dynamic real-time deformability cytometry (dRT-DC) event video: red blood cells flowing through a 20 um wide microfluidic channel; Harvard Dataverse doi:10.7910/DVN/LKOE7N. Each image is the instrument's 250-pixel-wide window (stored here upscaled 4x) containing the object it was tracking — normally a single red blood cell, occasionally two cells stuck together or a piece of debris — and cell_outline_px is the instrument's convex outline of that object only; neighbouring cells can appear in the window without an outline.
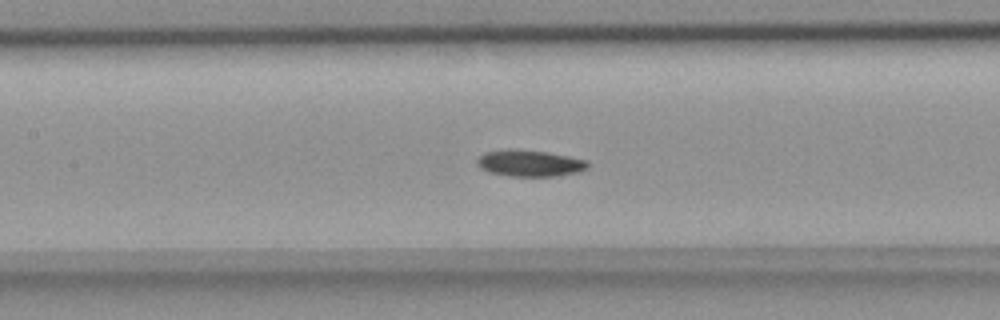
{"species": "common noctule bat (a hibernating species)", "species_latin": "Nyctalus noctula", "temperature_condition": "room temperature", "stored_images_in_passage": 54, "camera_frame_rate_fps": 3000, "um_per_image_px": 0.085, "animal": {"sex": "female", "body_mass_g": 18.4}, "frame": {"image": 1, "passage_image": 24, "time_ms": 7.667, "image_size_px": [1000, 320], "cell_outline_px": [[588, 168], [580, 172], [556, 176], [508, 176], [488, 172], [480, 168], [476, 164], [476, 160], [480, 156], [488, 152], [508, 148], [512, 148], [548, 152], [588, 160]], "centroid_in_image_um": [45.03, 13.87], "position_along_channel_um": 162.4, "area_um2": 17.28}}
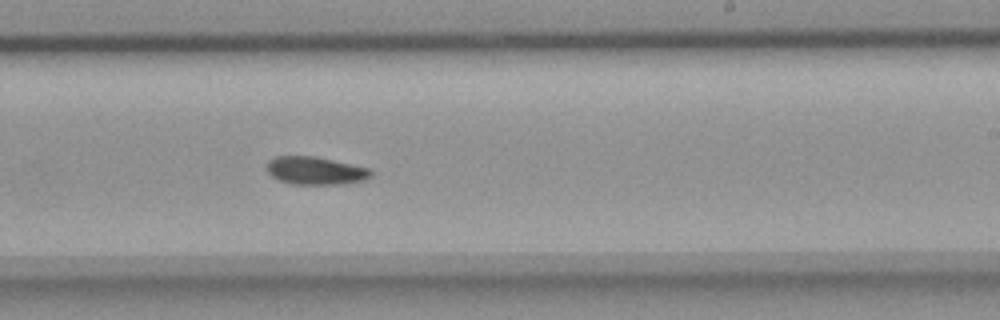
{"frame": {"image": 2, "passage_image": 32, "time_ms": 10.333, "image_size_px": [1000, 320], "cell_outline_px": [[372, 176], [368, 180], [344, 184], [292, 184], [280, 180], [272, 176], [264, 168], [268, 160], [276, 156], [316, 156], [368, 168], [372, 172]], "centroid_in_image_um": [26.81, 14.51], "position_along_channel_um": 262.2, "area_um2": 17.11}}
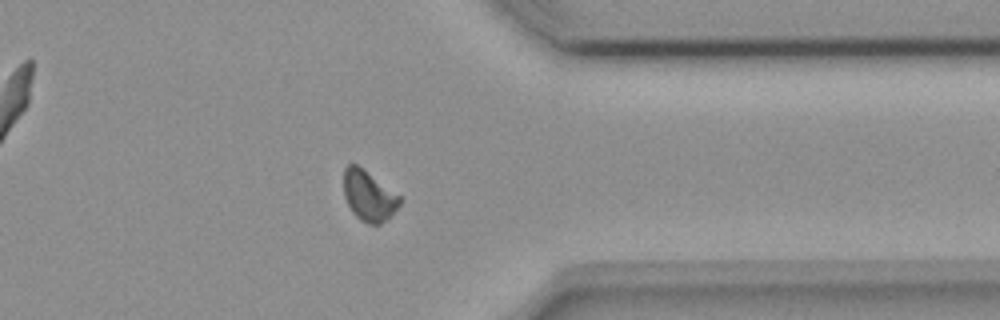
{"frame": {"image": 3, "passage_image": 42, "time_ms": 13.667, "image_size_px": [1000, 320], "cell_outline_px": [[400, 204], [380, 224], [368, 224], [360, 220], [352, 212], [344, 196], [344, 168], [348, 164], [356, 164], [400, 196]], "centroid_in_image_um": [31.3, 16.64], "position_along_channel_um": 380.1, "area_um2": 15.95}, "authors_computed_cell_mechanics": {"area_um2": 16.6753, "velocity_mm_per_s": 3.7639, "shape_relaxation_time_tau1_ms": 8.5342, "shape_relaxation_time_tau2_ms": null, "deformation_change_tau1": 0.1318, "deformation_change_tau2": null}}